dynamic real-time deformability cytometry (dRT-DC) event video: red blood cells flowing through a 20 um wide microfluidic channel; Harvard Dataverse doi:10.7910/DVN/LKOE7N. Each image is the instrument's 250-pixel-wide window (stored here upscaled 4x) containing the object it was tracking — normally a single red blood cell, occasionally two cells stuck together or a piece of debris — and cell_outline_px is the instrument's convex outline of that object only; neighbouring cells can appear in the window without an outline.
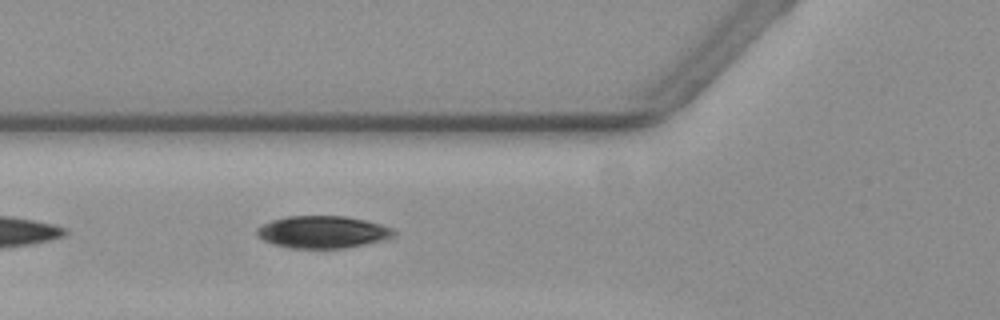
{"species": "common noctule bat (a hibernating species)", "species_latin": "Nyctalus noctula", "temperature_condition": "warm", "stored_images_in_passage": 14, "camera_frame_rate_fps": 3000, "um_per_image_px": 0.085, "animal": {"sex": "female", "body_mass_g": 19.3, "forearm_length_mm": 54.1}, "frame": {"image": 1, "passage_image": 5, "time_ms": 1.333, "image_size_px": [1000, 320], "cell_outline_px": [[396, 232], [392, 236], [384, 240], [344, 248], [288, 248], [272, 244], [264, 240], [256, 232], [256, 228], [272, 220], [288, 216], [344, 216], [364, 220], [380, 224], [392, 228]], "centroid_in_image_um": [27.41, 19.72], "position_along_channel_um": 98.4, "area_um2": 25.55}}